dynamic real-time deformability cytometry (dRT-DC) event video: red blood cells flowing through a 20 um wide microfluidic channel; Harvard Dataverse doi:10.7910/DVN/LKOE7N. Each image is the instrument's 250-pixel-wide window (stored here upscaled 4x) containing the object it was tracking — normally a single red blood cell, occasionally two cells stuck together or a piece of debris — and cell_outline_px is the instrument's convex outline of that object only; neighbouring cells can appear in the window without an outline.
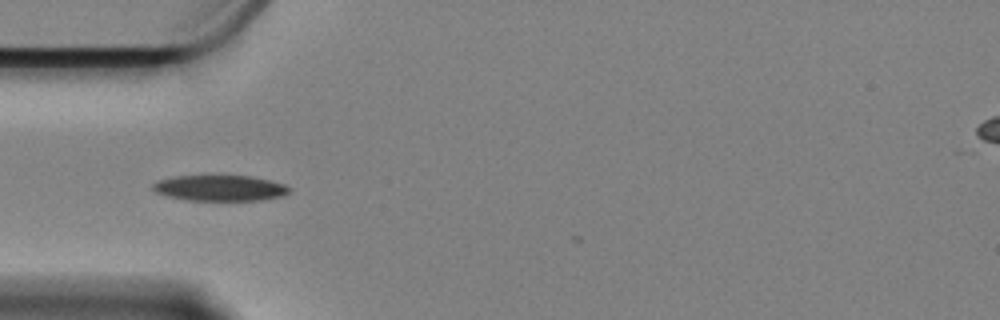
{"species": "Egyptian fruit bat (a non-hibernating species)", "species_latin": "Rousettus aegyptiacus", "temperature_condition": "cold", "stored_images_in_passage": 3, "camera_frame_rate_fps": 3000, "um_per_image_px": 0.085, "animal": {"sex": "female"}, "frame": {"image": 1, "passage_image": 1, "time_ms": 0.0, "image_size_px": [1000, 320], "cell_outline_px": [[288, 192], [280, 196], [260, 200], [184, 200], [164, 196], [156, 192], [152, 188], [152, 184], [160, 180], [176, 176], [252, 176], [284, 184], [288, 188]], "centroid_in_image_um": [18.63, 15.99], "position_along_channel_um": 66.4, "area_um2": 20.23}}